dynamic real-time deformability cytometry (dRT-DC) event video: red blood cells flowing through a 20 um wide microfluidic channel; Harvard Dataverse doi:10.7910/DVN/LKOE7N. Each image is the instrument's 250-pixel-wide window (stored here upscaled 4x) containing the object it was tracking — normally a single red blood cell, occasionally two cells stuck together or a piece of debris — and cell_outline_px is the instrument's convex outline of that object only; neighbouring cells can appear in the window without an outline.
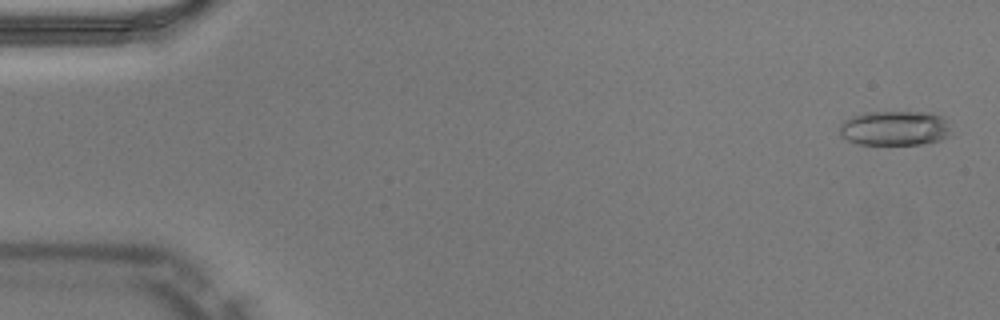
{"species": "Egyptian fruit bat (a non-hibernating species)", "species_latin": "Rousettus aegyptiacus", "temperature_condition": "warm", "stored_images_in_passage": 51, "camera_frame_rate_fps": 3000, "um_per_image_px": 0.085, "animal": {"sex": "male"}, "frame": {"image": 1, "passage_image": 2, "time_ms": 0.333, "image_size_px": [1000, 320], "cell_outline_px": [[952, 136], [940, 140], [920, 144], [856, 144], [840, 136], [840, 124], [844, 120], [852, 116], [864, 112], [932, 112], [944, 116]], "centroid_in_image_um": [76.07, 10.89], "position_along_channel_um": 8.9, "area_um2": 22.83}}
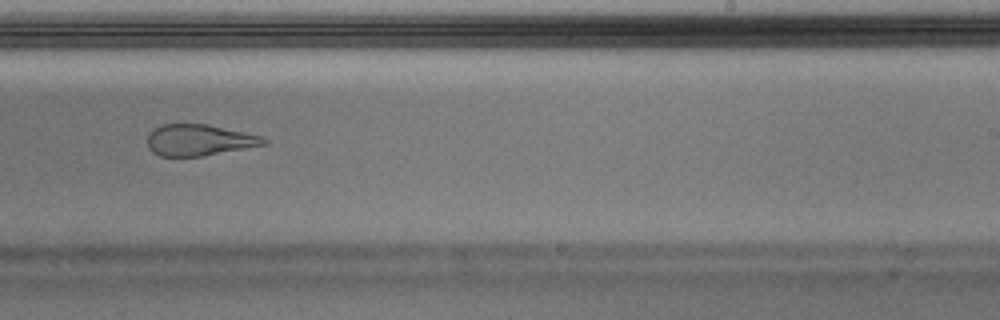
{"frame": {"image": 2, "passage_image": 32, "time_ms": 10.333, "image_size_px": [1000, 320], "cell_outline_px": [[268, 144], [200, 156], [160, 156], [152, 152], [148, 148], [148, 136], [160, 124], [208, 124], [260, 136], [268, 140]], "centroid_in_image_um": [16.92, 11.91], "position_along_channel_um": 272.1, "area_um2": 20.92}}
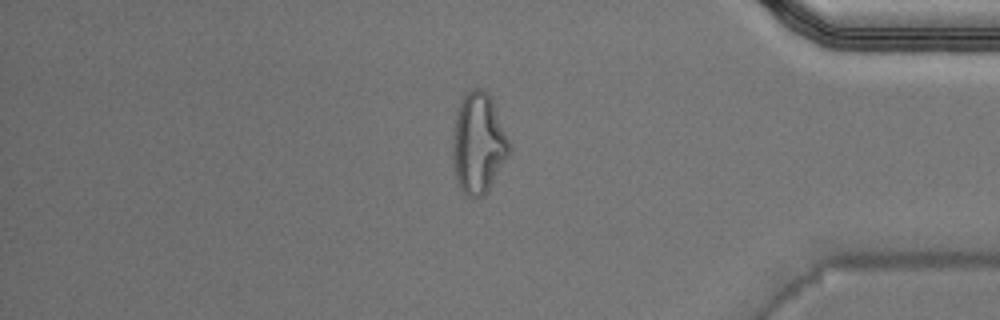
{"frame": {"image": 3, "passage_image": 43, "time_ms": 14.0, "image_size_px": [1000, 320], "cell_outline_px": [[512, 148], [508, 156], [488, 192], [472, 200], [460, 188], [456, 180], [452, 160], [452, 144], [456, 112], [460, 100], [472, 88], [484, 88], [488, 92], [492, 100]], "centroid_in_image_um": [40.65, 12.2], "position_along_channel_um": 394.6, "area_um2": 33.41}, "authors_computed_cell_mechanics": {"area_um2": 23.4668, "velocity_mm_per_s": 4.0347, "shape_relaxation_time_tau1_ms": null, "shape_relaxation_time_tau2_ms": 1.4556, "deformation_change_tau1": null, "deformation_change_tau2": 0.105}}